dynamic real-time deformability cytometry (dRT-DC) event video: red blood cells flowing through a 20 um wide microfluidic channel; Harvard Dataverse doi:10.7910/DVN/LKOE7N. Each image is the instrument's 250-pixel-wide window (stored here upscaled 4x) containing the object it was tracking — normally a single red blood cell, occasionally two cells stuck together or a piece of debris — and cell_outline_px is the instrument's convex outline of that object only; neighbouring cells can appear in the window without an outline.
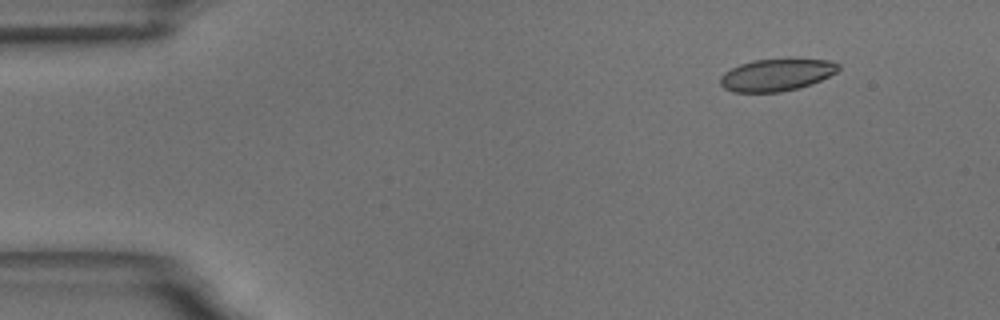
{"species": "common noctule bat (a hibernating species)", "species_latin": "Nyctalus noctula", "temperature_condition": "room temperature", "stored_images_in_passage": 5, "camera_frame_rate_fps": 3000, "um_per_image_px": 0.085, "animal": {"sex": "male", "body_mass_g": 18.8}, "frame": {"image": 1, "passage_image": 2, "time_ms": 1.333, "image_size_px": [1000, 320], "cell_outline_px": [[840, 68], [836, 72], [812, 84], [800, 88], [780, 92], [732, 92], [724, 88], [720, 84], [720, 76], [724, 72], [740, 64], [752, 60], [788, 56], [792, 56], [828, 60], [840, 64]], "centroid_in_image_um": [66.03, 6.31], "position_along_channel_um": 19.0, "area_um2": 23.06}}
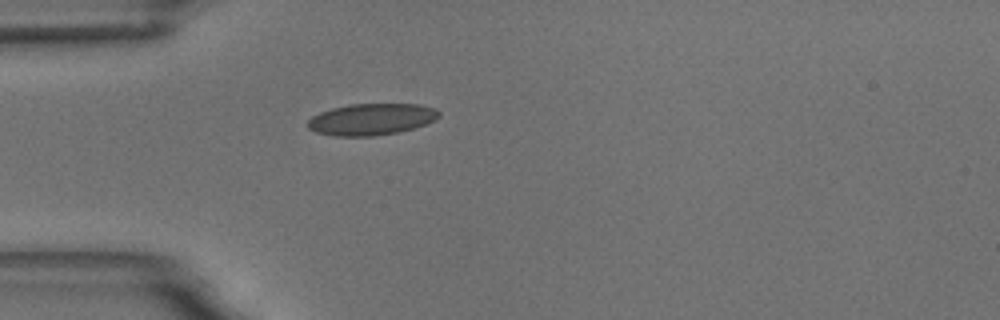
{"frame": {"image": 2, "passage_image": 5, "time_ms": 4.667, "image_size_px": [1000, 320], "cell_outline_px": [[440, 116], [436, 120], [412, 128], [396, 132], [372, 136], [336, 136], [316, 132], [308, 128], [308, 120], [312, 116], [320, 112], [332, 108], [352, 104], [420, 104], [436, 108], [440, 112]], "centroid_in_image_um": [31.58, 10.13], "position_along_channel_um": 53.4, "area_um2": 24.04}}